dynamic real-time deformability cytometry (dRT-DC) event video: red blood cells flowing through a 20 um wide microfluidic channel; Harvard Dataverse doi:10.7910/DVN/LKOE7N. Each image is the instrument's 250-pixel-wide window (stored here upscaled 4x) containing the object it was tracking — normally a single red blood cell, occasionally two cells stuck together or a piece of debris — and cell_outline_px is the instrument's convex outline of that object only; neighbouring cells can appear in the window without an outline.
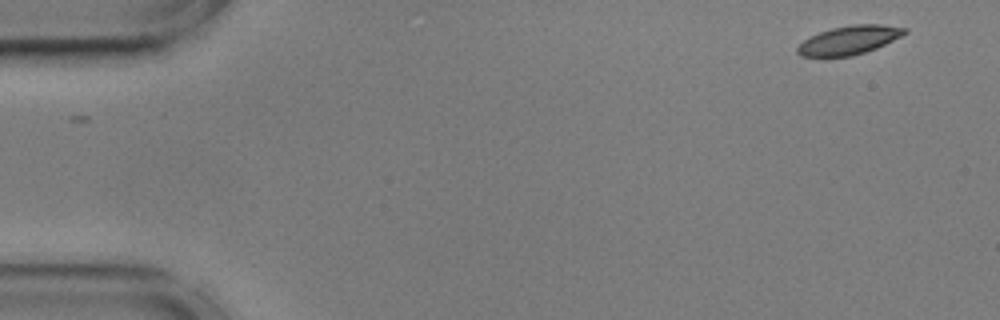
{"species": "common noctule bat (a hibernating species)", "species_latin": "Nyctalus noctula", "temperature_condition": "cold", "stored_images_in_passage": 4, "camera_frame_rate_fps": 3000, "um_per_image_px": 0.085, "animal": {"sex": "male", "body_mass_g": 17.9, "forearm_length_mm": 54.2}, "frame": {"image": 1, "passage_image": 1, "time_ms": 0.0, "image_size_px": [1000, 320], "cell_outline_px": [[908, 32], [876, 48], [852, 56], [800, 56], [796, 52], [796, 48], [804, 40], [820, 32], [832, 28], [852, 24], [880, 24], [908, 28]], "centroid_in_image_um": [72.18, 3.4], "position_along_channel_um": 12.8, "area_um2": 17.69}}